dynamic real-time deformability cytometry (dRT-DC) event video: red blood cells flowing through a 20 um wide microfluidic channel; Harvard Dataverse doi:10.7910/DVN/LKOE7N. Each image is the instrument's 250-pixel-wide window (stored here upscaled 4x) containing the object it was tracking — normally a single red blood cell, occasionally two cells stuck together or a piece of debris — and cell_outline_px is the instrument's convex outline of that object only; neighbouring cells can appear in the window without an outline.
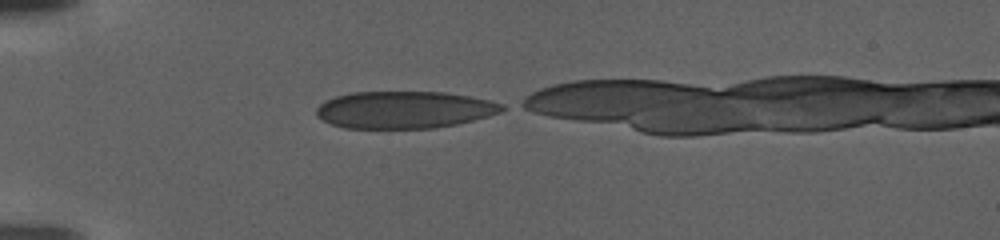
{"species": "human", "species_latin": "Homo sapiens", "temperature_condition": "warm", "stored_images_in_passage": 64, "camera_frame_rate_fps": 3000, "um_per_image_px": 0.085, "donor": {"sex": "female"}, "frame": {"image": 1, "passage_image": 1, "time_ms": 0.0, "image_size_px": [1000, 240], "cell_outline_px": [[508, 108], [500, 112], [488, 116], [456, 124], [432, 128], [344, 128], [332, 124], [316, 116], [316, 108], [324, 100], [336, 96], [352, 92], [444, 92], [468, 96], [488, 100], [504, 104]], "centroid_in_image_um": [34.35, 9.33], "position_along_channel_um": 50.6, "area_um2": 40.17}}
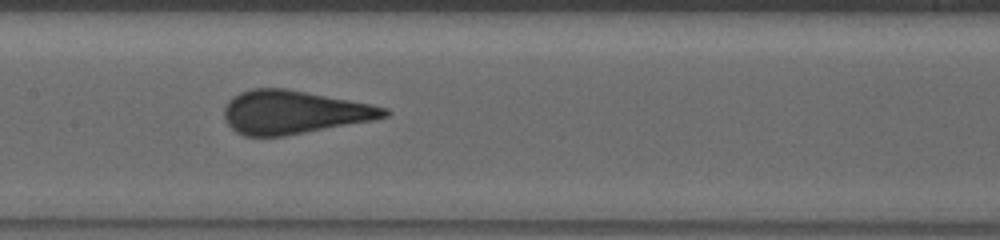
{"frame": {"image": 2, "passage_image": 25, "time_ms": 8.0, "image_size_px": [1000, 240], "cell_outline_px": [[392, 112], [388, 116], [372, 120], [284, 136], [244, 136], [236, 132], [224, 120], [224, 108], [228, 100], [232, 96], [240, 92], [252, 88], [288, 88], [372, 104], [388, 108]], "centroid_in_image_um": [24.96, 9.52], "position_along_channel_um": 182.4, "area_um2": 40.63}}
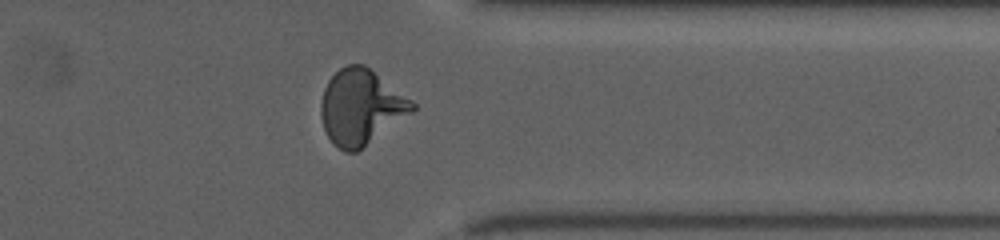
{"frame": {"image": 3, "passage_image": 56, "time_ms": 18.333, "image_size_px": [1000, 240], "cell_outline_px": [[416, 108], [412, 112], [356, 152], [344, 152], [332, 144], [324, 128], [320, 116], [320, 104], [324, 88], [328, 80], [344, 64], [364, 64], [412, 100], [416, 104]], "centroid_in_image_um": [30.64, 9.09], "position_along_channel_um": 380.8, "area_um2": 39.82}}